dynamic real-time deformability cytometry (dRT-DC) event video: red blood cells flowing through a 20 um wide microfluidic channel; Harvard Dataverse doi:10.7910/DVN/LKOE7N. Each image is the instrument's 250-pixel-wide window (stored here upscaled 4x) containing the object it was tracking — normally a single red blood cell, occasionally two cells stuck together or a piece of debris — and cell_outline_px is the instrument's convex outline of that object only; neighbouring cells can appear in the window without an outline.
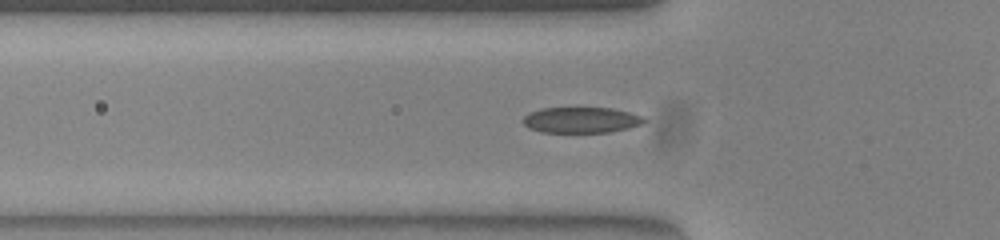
{"species": "common noctule bat (a hibernating species)", "species_latin": "Nyctalus noctula", "temperature_condition": "warm", "stored_images_in_passage": 38, "camera_frame_rate_fps": 3000, "um_per_image_px": 0.085, "animal": {"sex": "female", "body_mass_g": 23.0, "forearm_length_mm": 53.4}, "frame": {"image": 1, "passage_image": 10, "time_ms": 3.0, "image_size_px": [1000, 240], "cell_outline_px": [[648, 120], [640, 124], [628, 128], [608, 132], [540, 132], [528, 128], [524, 124], [524, 116], [540, 108], [612, 108], [644, 116]], "centroid_in_image_um": [49.41, 10.2], "position_along_channel_um": 76.4, "area_um2": 18.09}}
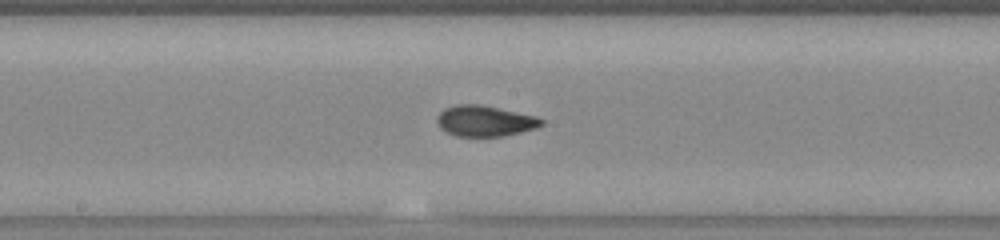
{"frame": {"image": 2, "passage_image": 20, "time_ms": 6.333, "image_size_px": [1000, 240], "cell_outline_px": [[544, 124], [536, 128], [504, 136], [456, 136], [440, 128], [436, 120], [440, 112], [444, 108], [456, 104], [480, 104], [536, 116], [544, 120]], "centroid_in_image_um": [41.21, 10.27], "position_along_channel_um": 207.0, "area_um2": 18.73}}
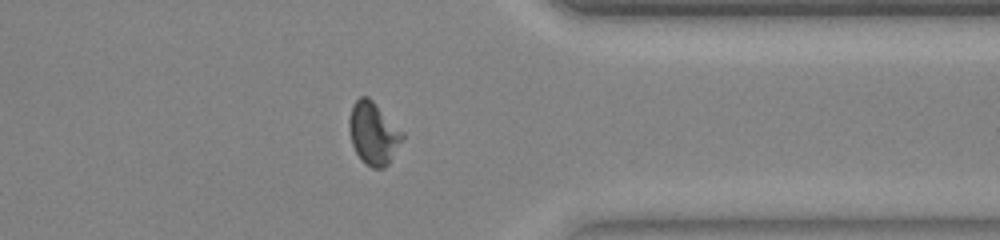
{"frame": {"image": 3, "passage_image": 34, "time_ms": 11.0, "image_size_px": [1000, 240], "cell_outline_px": [[404, 136], [388, 164], [384, 168], [372, 168], [364, 164], [360, 160], [352, 144], [348, 128], [348, 120], [352, 104], [360, 96], [368, 96], [404, 132]], "centroid_in_image_um": [31.71, 11.33], "position_along_channel_um": 379.7, "area_um2": 19.48}}